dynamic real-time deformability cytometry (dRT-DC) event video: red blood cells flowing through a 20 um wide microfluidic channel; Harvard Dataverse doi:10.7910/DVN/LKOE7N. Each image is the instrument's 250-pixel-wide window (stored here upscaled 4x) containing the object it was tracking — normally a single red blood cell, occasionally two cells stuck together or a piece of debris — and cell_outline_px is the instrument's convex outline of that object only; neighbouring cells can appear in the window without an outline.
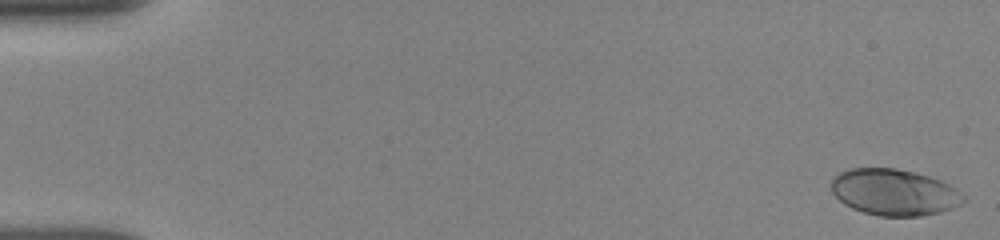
{"species": "human", "species_latin": "Homo sapiens", "temperature_condition": "room temperature", "stored_images_in_passage": 60, "camera_frame_rate_fps": 3000, "um_per_image_px": 0.085, "donor": {"sex": "female"}, "frame": {"image": 1, "passage_image": 1, "time_ms": 0.0, "image_size_px": [1000, 240], "cell_outline_px": [[968, 200], [952, 208], [940, 212], [920, 216], [880, 216], [864, 212], [852, 208], [844, 204], [832, 192], [832, 180], [840, 172], [852, 168], [896, 168], [932, 176], [956, 188], [968, 196]], "centroid_in_image_um": [76.07, 16.34], "position_along_channel_um": 8.9, "area_um2": 35.89}}
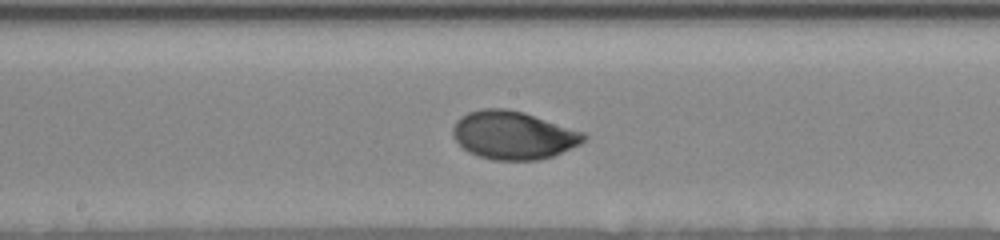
{"frame": {"image": 2, "passage_image": 26, "time_ms": 9.0, "image_size_px": [1000, 240], "cell_outline_px": [[588, 136], [580, 144], [552, 156], [540, 160], [496, 160], [480, 156], [468, 152], [452, 136], [452, 128], [456, 120], [460, 116], [468, 112], [480, 108], [508, 108], [524, 112], [584, 132]], "centroid_in_image_um": [43.61, 11.47], "position_along_channel_um": 204.6, "area_um2": 36.82}}
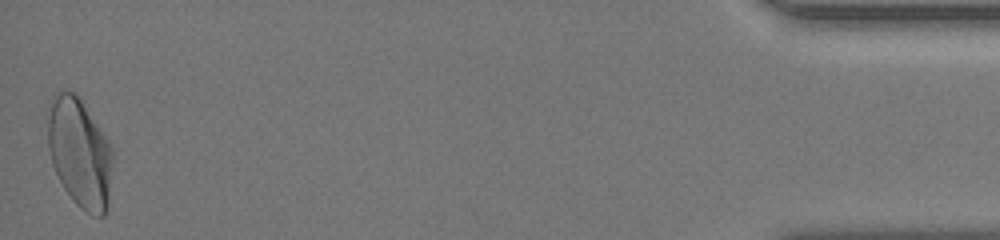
{"frame": {"image": 3, "passage_image": 59, "time_ms": 17.0, "image_size_px": [1000, 240], "cell_outline_px": [[112, 160], [108, 204], [104, 216], [92, 216], [80, 208], [72, 200], [64, 188], [52, 164], [48, 148], [48, 104], [52, 92], [60, 88], [68, 88], [80, 96], [108, 140], [112, 148]], "centroid_in_image_um": [6.74, 12.91], "position_along_channel_um": 428.5, "area_um2": 42.08}, "authors_computed_cell_mechanics": {"area_um2": 36.2406, "velocity_mm_per_s": 3.8353, "shape_relaxation_time_tau1_ms": 3.556, "shape_relaxation_time_tau2_ms": null, "deformation_change_tau1": 0.1761, "deformation_change_tau2": null}}